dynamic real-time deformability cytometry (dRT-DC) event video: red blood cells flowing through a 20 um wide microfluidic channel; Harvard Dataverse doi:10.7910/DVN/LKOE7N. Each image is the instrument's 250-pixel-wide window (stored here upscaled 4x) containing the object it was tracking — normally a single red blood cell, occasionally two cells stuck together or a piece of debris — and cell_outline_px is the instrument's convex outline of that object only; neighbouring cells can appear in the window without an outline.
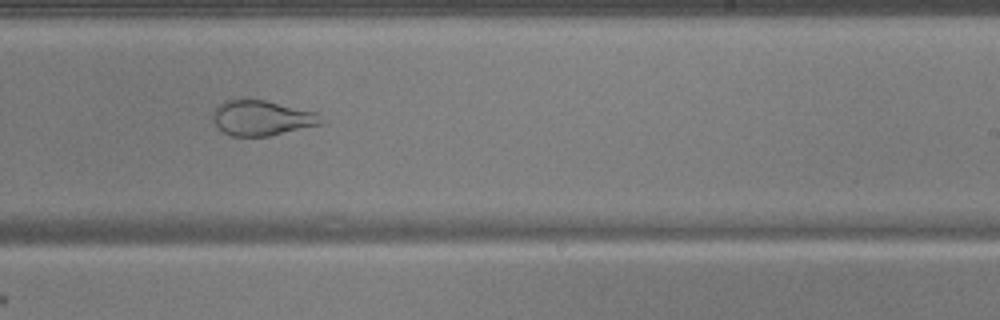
{"species": "common noctule bat (a hibernating species)", "species_latin": "Nyctalus noctula", "temperature_condition": "warm", "stored_images_in_passage": 48, "camera_frame_rate_fps": 3000, "um_per_image_px": 0.085, "animal": {"sex": "male", "body_mass_g": 17.9, "forearm_length_mm": 54.2}, "frame": {"image": 1, "passage_image": 28, "time_ms": 9.0, "image_size_px": [1000, 320], "cell_outline_px": [[324, 124], [268, 136], [232, 136], [216, 128], [212, 120], [212, 108], [216, 104], [224, 100], [264, 100], [316, 112], [324, 120]], "centroid_in_image_um": [22.2, 10.03], "position_along_channel_um": 266.8, "area_um2": 22.43}}
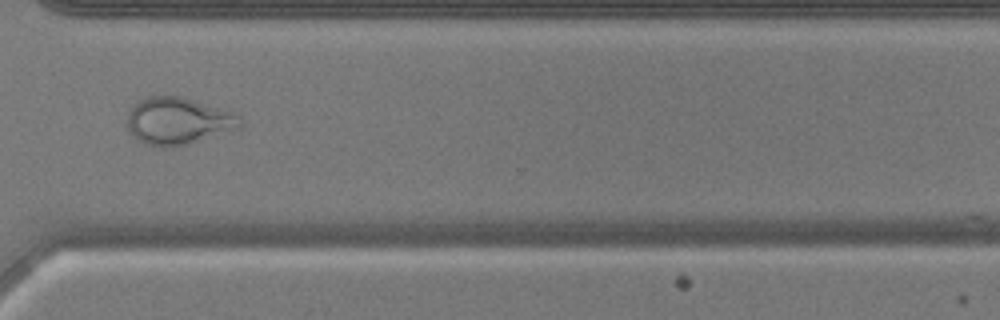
{"frame": {"image": 2, "passage_image": 35, "time_ms": 11.333, "image_size_px": [1000, 320], "cell_outline_px": [[244, 124], [240, 128], [188, 144], [164, 148], [160, 148], [144, 144], [128, 128], [128, 112], [140, 100], [148, 96], [180, 96], [236, 112], [240, 116]], "centroid_in_image_um": [15.2, 10.29], "position_along_channel_um": 355.4, "area_um2": 31.04}}